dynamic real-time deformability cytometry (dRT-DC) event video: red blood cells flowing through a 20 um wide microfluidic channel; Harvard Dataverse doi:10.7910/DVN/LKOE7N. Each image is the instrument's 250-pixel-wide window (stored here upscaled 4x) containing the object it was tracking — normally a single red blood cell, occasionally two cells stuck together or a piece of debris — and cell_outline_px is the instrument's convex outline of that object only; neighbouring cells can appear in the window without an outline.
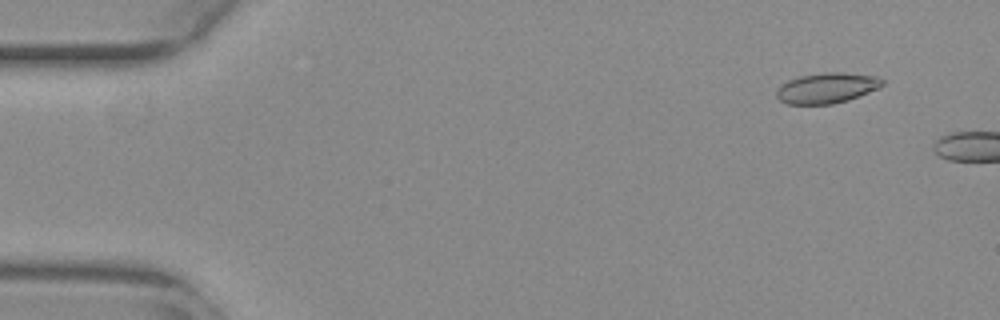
{"species": "common noctule bat (a hibernating species)", "species_latin": "Nyctalus noctula", "temperature_condition": "warm", "stored_images_in_passage": 8, "camera_frame_rate_fps": 3000, "um_per_image_px": 0.085, "animal": {"sex": "female", "body_mass_g": 29.2, "forearm_length_mm": 56.3}, "frame": {"image": 1, "passage_image": 5, "time_ms": 1.333, "image_size_px": [1000, 320], "cell_outline_px": [[884, 84], [880, 88], [848, 100], [832, 104], [788, 104], [780, 100], [776, 96], [776, 92], [788, 80], [800, 76], [824, 72], [844, 72], [876, 76], [884, 80]], "centroid_in_image_um": [70.33, 7.47], "position_along_channel_um": 14.7, "area_um2": 18.73}}